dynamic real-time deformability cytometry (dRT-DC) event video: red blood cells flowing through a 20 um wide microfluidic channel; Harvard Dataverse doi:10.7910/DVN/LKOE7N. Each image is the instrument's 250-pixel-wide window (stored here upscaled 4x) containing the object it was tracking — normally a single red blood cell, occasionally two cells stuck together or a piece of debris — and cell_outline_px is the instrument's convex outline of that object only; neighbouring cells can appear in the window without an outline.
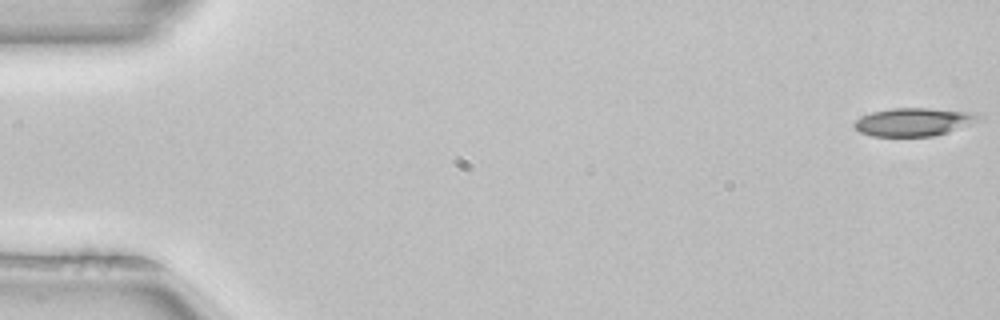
{"species": "common noctule bat (a hibernating species)", "species_latin": "Nyctalus noctula", "temperature_condition": "room temperature", "stored_images_in_passage": 52, "camera_frame_rate_fps": 3000, "um_per_image_px": 0.085, "animal": {"sex": "female", "body_mass_g": 22.7, "forearm_length_mm": 54.2}, "frame": {"image": 1, "passage_image": 1, "time_ms": 0.0, "image_size_px": [1000, 320], "cell_outline_px": [[976, 116], [968, 124], [948, 132], [932, 136], [872, 136], [860, 132], [852, 124], [856, 120], [872, 112], [892, 108], [928, 108], [964, 112]], "centroid_in_image_um": [77.49, 10.38], "position_along_channel_um": 7.5, "area_um2": 19.48}}
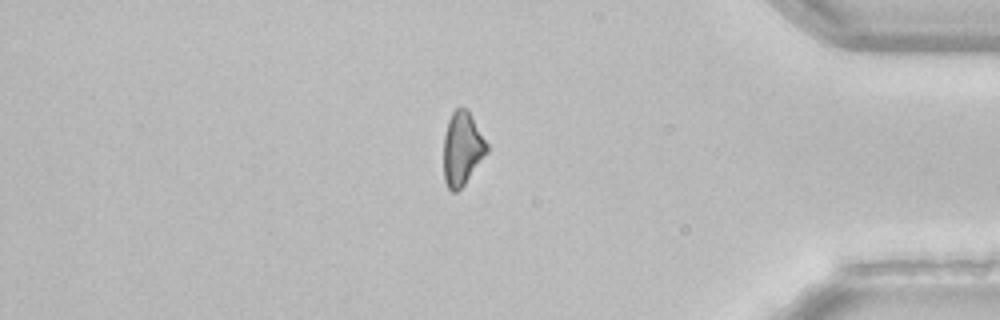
{"frame": {"image": 2, "passage_image": 44, "time_ms": 14.333, "image_size_px": [1000, 320], "cell_outline_px": [[488, 152], [464, 184], [456, 192], [452, 192], [448, 188], [444, 180], [444, 136], [448, 120], [452, 112], [456, 108], [468, 108], [488, 144]], "centroid_in_image_um": [39.29, 12.61], "position_along_channel_um": 395.9, "area_um2": 18.55}}
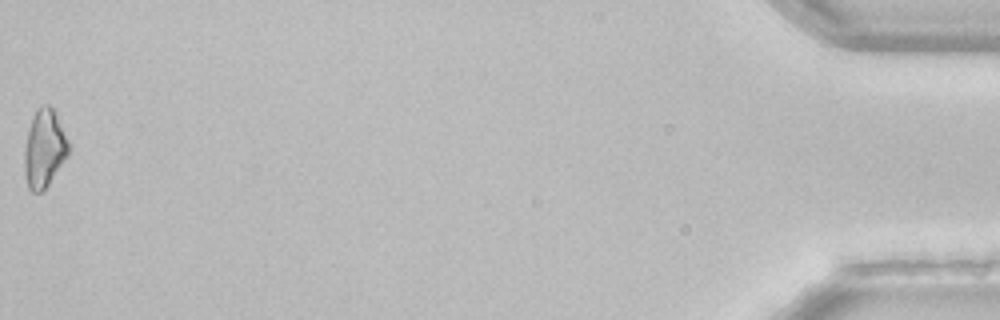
{"frame": {"image": 3, "passage_image": 52, "time_ms": 17.0, "image_size_px": [1000, 320], "cell_outline_px": [[68, 156], [48, 184], [40, 192], [32, 192], [28, 188], [24, 172], [24, 152], [28, 128], [32, 116], [36, 108], [40, 104], [48, 104], [56, 112], [68, 140]], "centroid_in_image_um": [3.75, 12.58], "position_along_channel_um": 431.5, "area_um2": 20.17}, "authors_computed_cell_mechanics": {"area_um2": 20.1722, "velocity_mm_per_s": 3.9941, "shape_relaxation_time_tau1_ms": 6.0194, "shape_relaxation_time_tau2_ms": null, "deformation_change_tau1": 0.1648, "deformation_change_tau2": null}}